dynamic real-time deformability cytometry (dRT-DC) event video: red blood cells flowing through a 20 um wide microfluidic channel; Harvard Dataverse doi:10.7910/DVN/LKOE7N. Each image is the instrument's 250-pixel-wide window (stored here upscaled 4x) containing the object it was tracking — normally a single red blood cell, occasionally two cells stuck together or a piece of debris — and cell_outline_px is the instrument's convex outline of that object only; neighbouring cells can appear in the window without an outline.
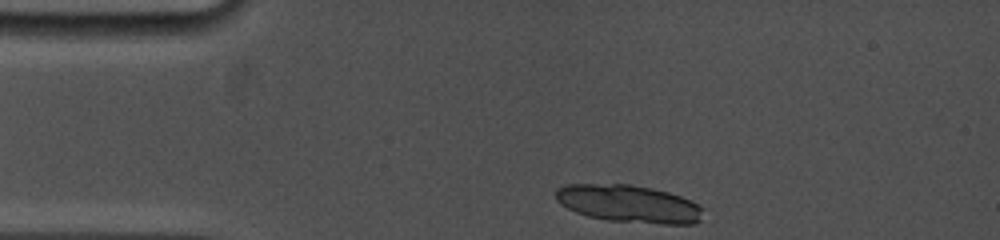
{"species": "common noctule bat (a hibernating species)", "species_latin": "Nyctalus noctula", "temperature_condition": "cold", "stored_images_in_passage": 6, "camera_frame_rate_fps": 5000, "um_per_image_px": 0.085, "animal": {"sex": "female", "body_mass_g": 19.0, "forearm_length_mm": 53.3}, "frame": {"image": 1, "passage_image": 1, "time_ms": 0.0, "image_size_px": [1000, 240], "cell_outline_px": [[704, 208], [700, 220], [696, 224], [660, 224], [608, 220], [588, 216], [576, 212], [560, 204], [556, 200], [556, 188], [564, 184], [628, 184], [652, 188], [668, 192], [680, 196]], "centroid_in_image_um": [53.44, 17.32], "position_along_channel_um": 31.6, "area_um2": 32.31}}